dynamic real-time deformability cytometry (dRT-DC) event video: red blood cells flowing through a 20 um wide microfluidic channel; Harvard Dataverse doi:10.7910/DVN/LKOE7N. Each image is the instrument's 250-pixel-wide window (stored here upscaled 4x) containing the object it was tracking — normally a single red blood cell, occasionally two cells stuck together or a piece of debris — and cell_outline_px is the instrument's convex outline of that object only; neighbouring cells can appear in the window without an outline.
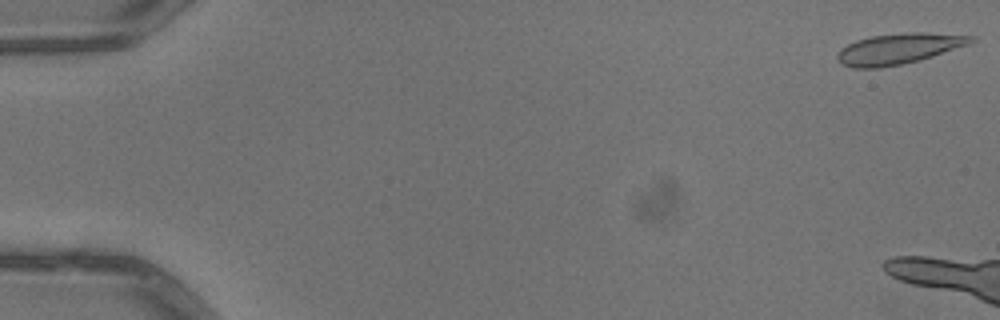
{"species": "common noctule bat (a hibernating species)", "species_latin": "Nyctalus noctula", "temperature_condition": "warm", "stored_images_in_passage": 6, "camera_frame_rate_fps": 3000, "um_per_image_px": 0.085, "animal": {"sex": "male", "body_mass_g": 13.3}, "frame": {"image": 1, "passage_image": 1, "time_ms": 0.0, "image_size_px": [1000, 320], "cell_outline_px": [[976, 40], [968, 44], [920, 60], [880, 68], [852, 68], [840, 64], [836, 60], [836, 52], [840, 48], [856, 40], [872, 36], [908, 32], [928, 32], [972, 36]], "centroid_in_image_um": [76.31, 4.15], "position_along_channel_um": 8.7, "area_um2": 23.93}}
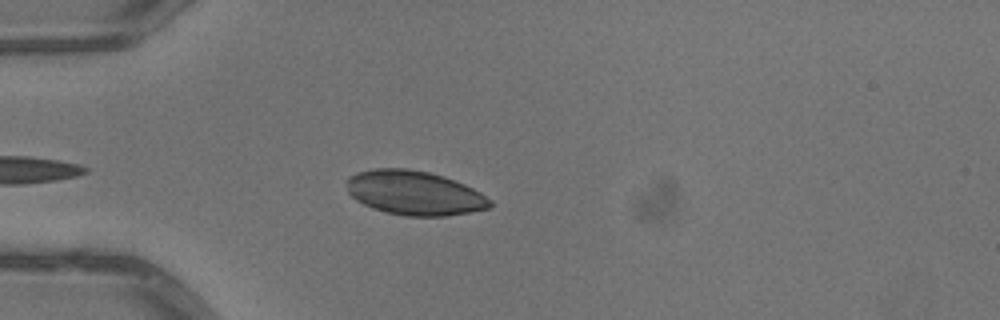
{"frame": {"image": 2, "passage_image": 6, "time_ms": 1.667, "image_size_px": [1000, 320], "cell_outline_px": [[492, 208], [444, 216], [404, 216], [372, 208], [356, 200], [348, 192], [344, 180], [348, 176], [356, 172], [372, 168], [408, 168], [428, 172], [444, 176], [464, 184], [480, 192], [492, 200]], "centroid_in_image_um": [35.2, 16.38], "position_along_channel_um": 49.8, "area_um2": 37.28}}